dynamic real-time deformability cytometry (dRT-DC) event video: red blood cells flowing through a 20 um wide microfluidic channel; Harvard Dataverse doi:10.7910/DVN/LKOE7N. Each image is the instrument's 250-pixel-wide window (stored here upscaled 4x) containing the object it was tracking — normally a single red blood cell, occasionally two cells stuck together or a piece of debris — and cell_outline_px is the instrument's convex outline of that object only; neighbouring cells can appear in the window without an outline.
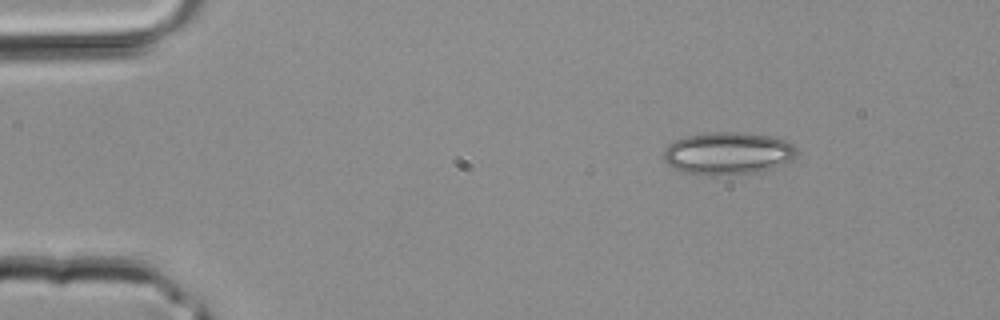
{"species": "common noctule bat (a hibernating species)", "species_latin": "Nyctalus noctula", "temperature_condition": "room temperature", "stored_images_in_passage": 2, "camera_frame_rate_fps": 3000, "um_per_image_px": 0.085, "animal": {"sex": "male", "body_mass_g": 20.4}, "frame": {"image": 1, "passage_image": 1, "time_ms": 0.0, "image_size_px": [1000, 320], "cell_outline_px": [[796, 152], [788, 160], [772, 168], [756, 172], [728, 176], [712, 176], [680, 172], [672, 168], [664, 160], [664, 148], [668, 144], [676, 140], [688, 136], [712, 132], [736, 132], [768, 136], [788, 140], [796, 148]], "centroid_in_image_um": [61.81, 13.05], "position_along_channel_um": 23.2, "area_um2": 32.95}}